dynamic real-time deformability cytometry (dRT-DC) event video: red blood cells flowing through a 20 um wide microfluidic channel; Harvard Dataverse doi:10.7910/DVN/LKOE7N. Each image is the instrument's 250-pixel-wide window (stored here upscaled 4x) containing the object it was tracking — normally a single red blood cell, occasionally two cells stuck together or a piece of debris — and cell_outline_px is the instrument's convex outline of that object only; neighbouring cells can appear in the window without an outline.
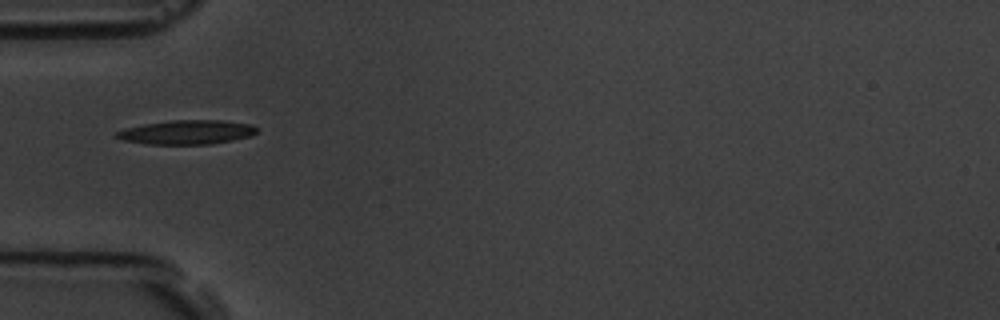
{"species": "common noctule bat (a hibernating species)", "species_latin": "Nyctalus noctula", "temperature_condition": "room temperature", "stored_images_in_passage": 3, "camera_frame_rate_fps": 3000, "um_per_image_px": 0.085, "animal": {"sex": "male", "body_mass_g": 19.5, "forearm_length_mm": 54.6}, "frame": {"image": 1, "passage_image": 1, "time_ms": 0.0, "image_size_px": [1000, 320], "cell_outline_px": [[256, 132], [252, 136], [232, 140], [208, 144], [148, 144], [124, 140], [116, 136], [116, 132], [124, 128], [144, 124], [172, 120], [220, 120], [252, 124], [256, 128]], "centroid_in_image_um": [15.89, 11.23], "position_along_channel_um": 69.1, "area_um2": 19.59}}
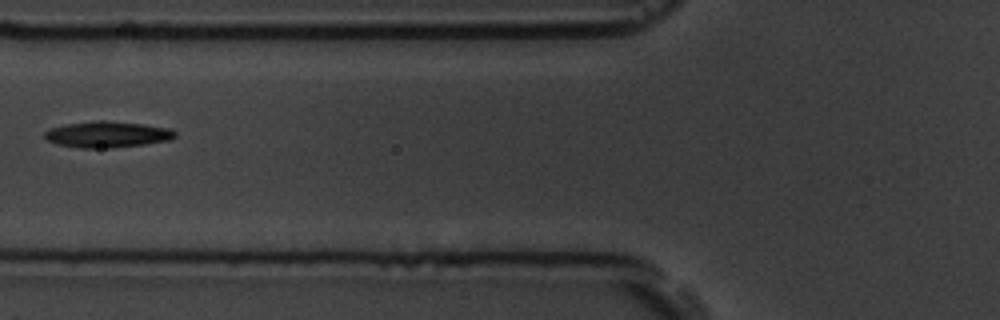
{"frame": {"image": 2, "passage_image": 2, "time_ms": 1.333, "image_size_px": [1000, 320], "cell_outline_px": [[176, 136], [172, 140], [144, 144], [112, 148], [80, 148], [56, 144], [48, 140], [44, 136], [44, 132], [48, 128], [68, 124], [96, 120], [104, 120], [144, 124], [172, 128], [176, 132]], "centroid_in_image_um": [9.15, 11.42], "position_along_channel_um": 116.7, "area_um2": 20.11}}
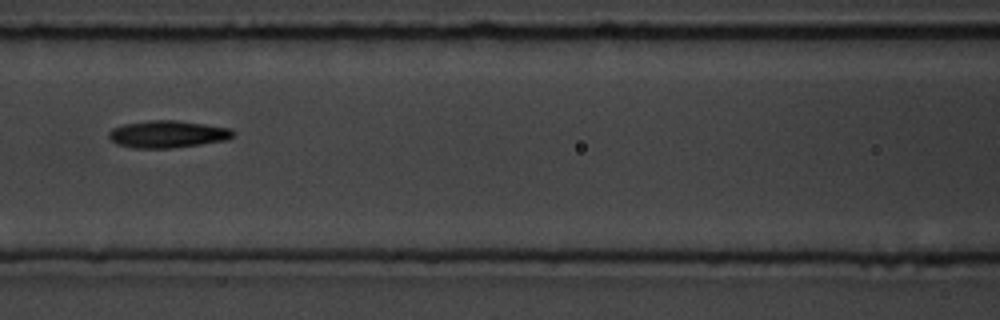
{"frame": {"image": 3, "passage_image": 3, "time_ms": 2.333, "image_size_px": [1000, 320], "cell_outline_px": [[236, 132], [228, 140], [172, 148], [132, 148], [116, 144], [108, 136], [108, 132], [112, 128], [124, 124], [152, 120], [176, 120], [232, 128]], "centroid_in_image_um": [14.25, 11.4], "position_along_channel_um": 152.3, "area_um2": 19.77}}